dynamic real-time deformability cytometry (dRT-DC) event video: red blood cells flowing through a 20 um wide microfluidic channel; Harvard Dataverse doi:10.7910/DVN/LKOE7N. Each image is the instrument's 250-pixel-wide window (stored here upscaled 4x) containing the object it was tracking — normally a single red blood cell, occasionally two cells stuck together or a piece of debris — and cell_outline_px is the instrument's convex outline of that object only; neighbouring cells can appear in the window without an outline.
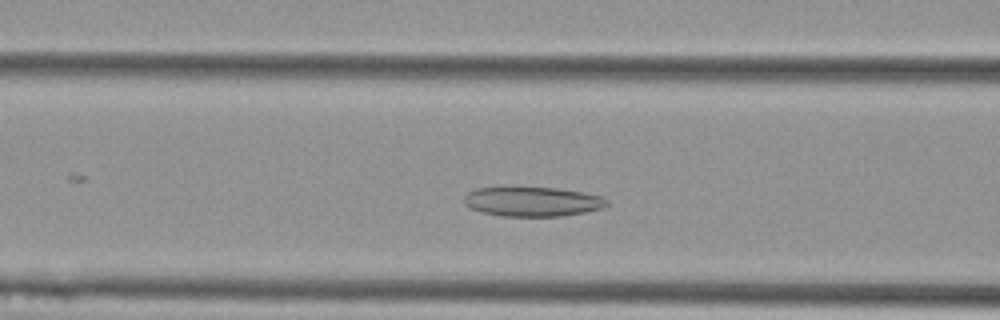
{"species": "Egyptian fruit bat (a non-hibernating species)", "species_latin": "Rousettus aegyptiacus", "temperature_condition": "cold", "stored_images_in_passage": 39, "camera_frame_rate_fps": 3000, "um_per_image_px": 0.085, "animal": {"sex": "female"}, "frame": {"image": 1, "passage_image": 16, "time_ms": 5.0, "image_size_px": [1000, 320], "cell_outline_px": [[608, 204], [604, 208], [564, 216], [500, 216], [484, 212], [472, 208], [464, 204], [464, 196], [468, 192], [476, 188], [556, 188], [580, 192], [600, 196], [608, 200]], "centroid_in_image_um": [45.27, 17.15], "position_along_channel_um": 121.3, "area_um2": 24.28}}
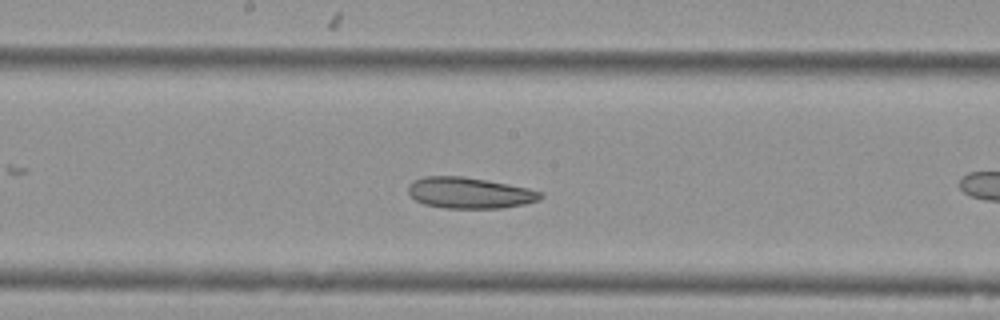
{"frame": {"image": 2, "passage_image": 23, "time_ms": 7.333, "image_size_px": [1000, 320], "cell_outline_px": [[544, 196], [540, 200], [524, 204], [500, 208], [444, 208], [424, 204], [416, 200], [408, 192], [408, 184], [412, 180], [424, 176], [464, 176], [488, 180], [528, 188], [544, 192]], "centroid_in_image_um": [39.92, 16.39], "position_along_channel_um": 208.3, "area_um2": 24.16}}
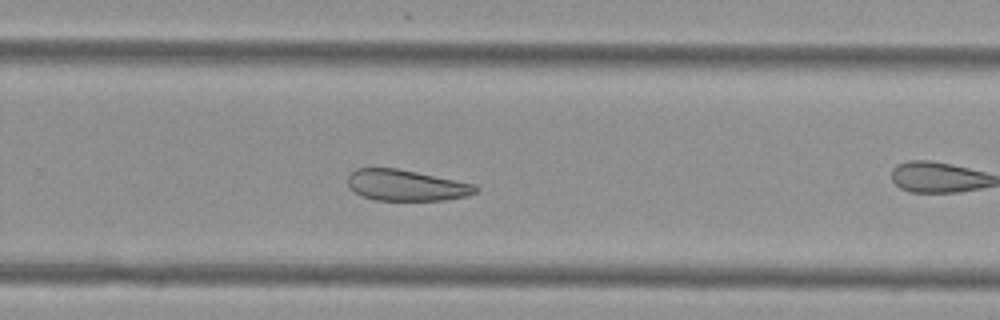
{"frame": {"image": 3, "passage_image": 30, "time_ms": 9.667, "image_size_px": [1000, 320], "cell_outline_px": [[480, 188], [476, 192], [468, 196], [444, 200], [376, 200], [360, 196], [348, 184], [348, 176], [356, 168], [396, 168], [476, 184]], "centroid_in_image_um": [34.55, 15.75], "position_along_channel_um": 295.2, "area_um2": 23.06}}